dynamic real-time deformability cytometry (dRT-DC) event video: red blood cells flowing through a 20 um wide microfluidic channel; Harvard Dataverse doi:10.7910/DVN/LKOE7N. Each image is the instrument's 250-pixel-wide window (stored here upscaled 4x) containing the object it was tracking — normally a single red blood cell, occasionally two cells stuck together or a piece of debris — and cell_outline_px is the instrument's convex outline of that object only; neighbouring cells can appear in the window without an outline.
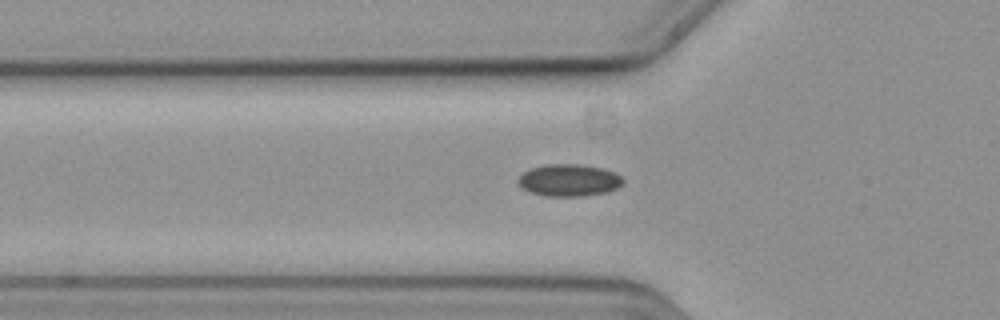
{"species": "common noctule bat (a hibernating species)", "species_latin": "Nyctalus noctula", "temperature_condition": "cold", "stored_images_in_passage": 52, "camera_frame_rate_fps": 3000, "um_per_image_px": 0.085, "animal": {"sex": "female", "body_mass_g": 19.3, "forearm_length_mm": 54.1}, "frame": {"image": 1, "passage_image": 19, "time_ms": 6.0, "image_size_px": [1000, 320], "cell_outline_px": [[624, 184], [608, 192], [584, 196], [544, 196], [528, 192], [520, 188], [516, 180], [524, 172], [532, 168], [544, 164], [576, 164], [600, 168], [612, 172], [620, 176], [624, 180]], "centroid_in_image_um": [48.32, 15.34], "position_along_channel_um": 77.5, "area_um2": 19.71}}
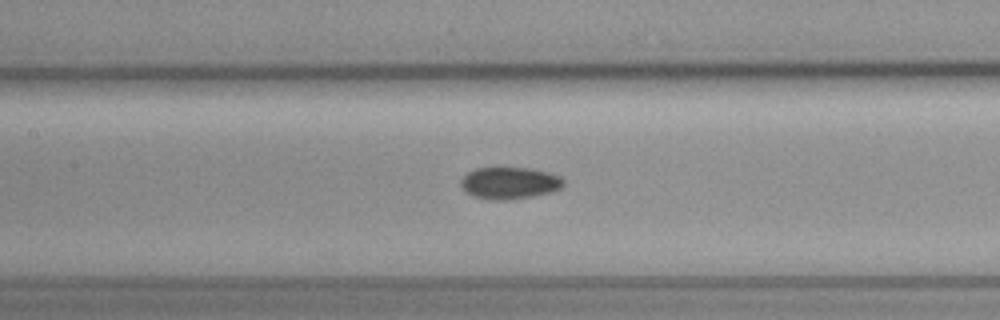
{"frame": {"image": 2, "passage_image": 26, "time_ms": 8.333, "image_size_px": [1000, 320], "cell_outline_px": [[564, 184], [560, 188], [552, 192], [532, 196], [508, 200], [488, 200], [472, 196], [460, 184], [460, 180], [468, 172], [476, 168], [492, 164], [532, 168], [548, 172], [560, 176], [564, 180]], "centroid_in_image_um": [43.29, 15.5], "position_along_channel_um": 164.1, "area_um2": 19.94}}
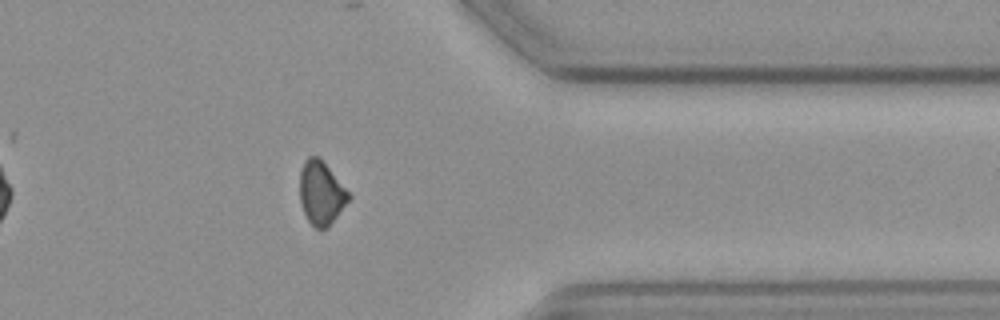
{"frame": {"image": 3, "passage_image": 45, "time_ms": 14.667, "image_size_px": [1000, 320], "cell_outline_px": [[352, 196], [328, 228], [316, 228], [308, 220], [304, 212], [300, 200], [300, 172], [304, 160], [308, 156], [320, 156]], "centroid_in_image_um": [27.3, 16.37], "position_along_channel_um": 384.1, "area_um2": 18.09}}